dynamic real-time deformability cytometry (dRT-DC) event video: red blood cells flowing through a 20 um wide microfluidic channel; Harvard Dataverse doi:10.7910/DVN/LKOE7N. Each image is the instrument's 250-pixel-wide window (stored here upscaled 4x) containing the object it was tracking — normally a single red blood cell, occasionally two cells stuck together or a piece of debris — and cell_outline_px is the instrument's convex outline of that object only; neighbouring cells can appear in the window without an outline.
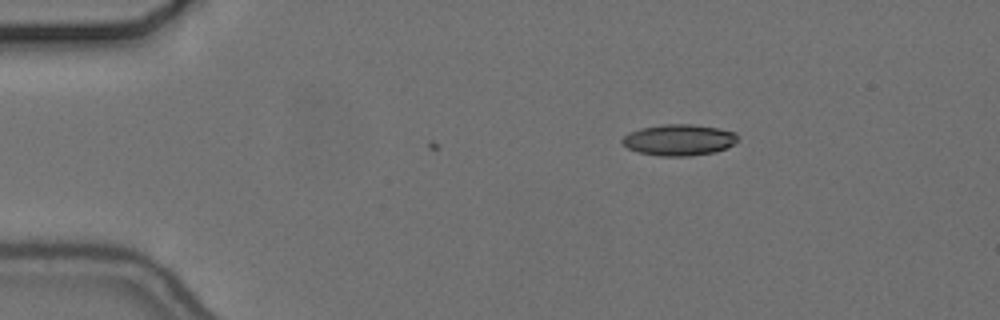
{"species": "common noctule bat (a hibernating species)", "species_latin": "Nyctalus noctula", "temperature_condition": "cold", "stored_images_in_passage": 7, "camera_frame_rate_fps": 3000, "um_per_image_px": 0.085, "animal": {"sex": "female", "body_mass_g": 24.6, "forearm_length_mm": 56.2}, "frame": {"image": 1, "passage_image": 7, "time_ms": 2.0, "image_size_px": [1000, 320], "cell_outline_px": [[740, 140], [728, 148], [716, 152], [688, 156], [660, 156], [640, 152], [628, 148], [620, 140], [628, 132], [640, 128], [664, 124], [692, 124], [716, 128], [736, 132]], "centroid_in_image_um": [57.75, 11.89], "position_along_channel_um": 27.3, "area_um2": 21.15}}